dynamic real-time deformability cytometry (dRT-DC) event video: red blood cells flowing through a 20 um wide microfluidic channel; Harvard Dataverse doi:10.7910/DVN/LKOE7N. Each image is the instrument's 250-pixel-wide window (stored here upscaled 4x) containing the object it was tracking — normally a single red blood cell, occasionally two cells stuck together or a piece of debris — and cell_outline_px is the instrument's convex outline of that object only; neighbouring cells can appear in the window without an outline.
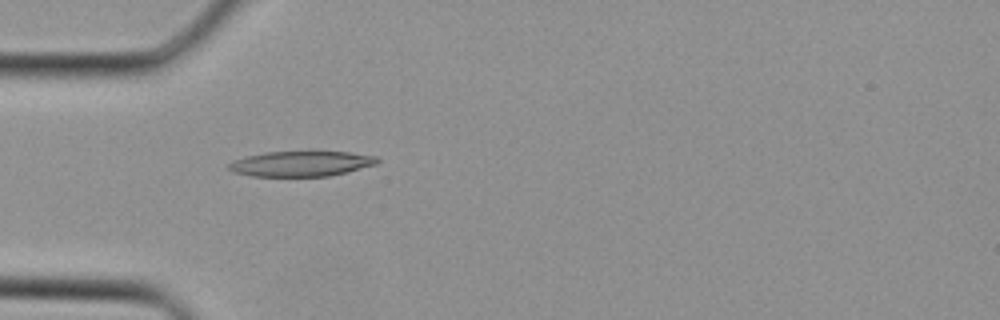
{"species": "Egyptian fruit bat (a non-hibernating species)", "species_latin": "Rousettus aegyptiacus", "temperature_condition": "cold", "stored_images_in_passage": 25, "camera_frame_rate_fps": 3000, "um_per_image_px": 0.085, "animal": {"sex": "female"}, "frame": {"image": 1, "passage_image": 1, "time_ms": 0.0, "image_size_px": [1000, 320], "cell_outline_px": [[380, 160], [376, 164], [328, 176], [252, 176], [232, 172], [228, 168], [228, 164], [232, 160], [264, 152], [348, 152], [376, 156]], "centroid_in_image_um": [25.55, 13.91], "position_along_channel_um": 59.5, "area_um2": 21.62}}
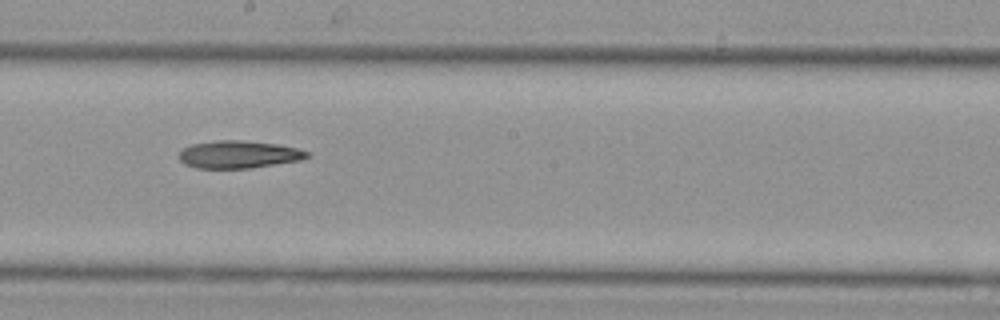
{"frame": {"image": 2, "passage_image": 10, "time_ms": 3.0, "image_size_px": [1000, 320], "cell_outline_px": [[312, 156], [300, 160], [248, 168], [196, 168], [184, 164], [180, 160], [180, 152], [184, 148], [192, 144], [216, 140], [240, 140], [276, 144], [300, 148], [308, 152]], "centroid_in_image_um": [20.31, 13.12], "position_along_channel_um": 227.9, "area_um2": 20.46}}
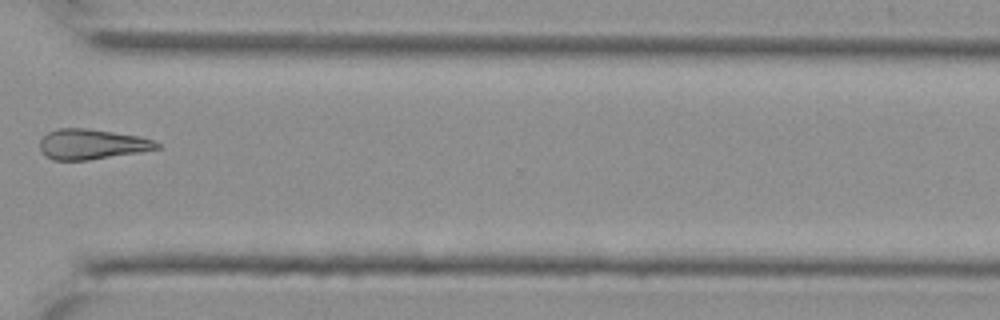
{"frame": {"image": 3, "passage_image": 17, "time_ms": 5.333, "image_size_px": [1000, 320], "cell_outline_px": [[160, 148], [140, 152], [88, 160], [52, 160], [40, 148], [40, 140], [48, 132], [60, 128], [84, 128], [140, 136], [152, 140], [160, 144]], "centroid_in_image_um": [7.82, 12.26], "position_along_channel_um": 362.8, "area_um2": 20.35}}